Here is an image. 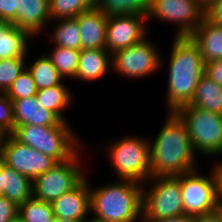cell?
Returning <instances> with one entry per match:
<instances>
[{"label":"cell","instance_id":"obj_27","mask_svg":"<svg viewBox=\"0 0 222 222\" xmlns=\"http://www.w3.org/2000/svg\"><path fill=\"white\" fill-rule=\"evenodd\" d=\"M81 50L55 46L51 55H47L63 78L75 79Z\"/></svg>","mask_w":222,"mask_h":222},{"label":"cell","instance_id":"obj_30","mask_svg":"<svg viewBox=\"0 0 222 222\" xmlns=\"http://www.w3.org/2000/svg\"><path fill=\"white\" fill-rule=\"evenodd\" d=\"M37 91L34 79L29 70L25 67L20 75L13 81L5 94L13 102L17 99L34 96Z\"/></svg>","mask_w":222,"mask_h":222},{"label":"cell","instance_id":"obj_24","mask_svg":"<svg viewBox=\"0 0 222 222\" xmlns=\"http://www.w3.org/2000/svg\"><path fill=\"white\" fill-rule=\"evenodd\" d=\"M31 73L37 90L49 88L63 83V77L58 72L47 55L39 56L31 66H26Z\"/></svg>","mask_w":222,"mask_h":222},{"label":"cell","instance_id":"obj_13","mask_svg":"<svg viewBox=\"0 0 222 222\" xmlns=\"http://www.w3.org/2000/svg\"><path fill=\"white\" fill-rule=\"evenodd\" d=\"M147 15L128 14L108 16L106 49L114 54L147 37Z\"/></svg>","mask_w":222,"mask_h":222},{"label":"cell","instance_id":"obj_38","mask_svg":"<svg viewBox=\"0 0 222 222\" xmlns=\"http://www.w3.org/2000/svg\"><path fill=\"white\" fill-rule=\"evenodd\" d=\"M194 222H222V218L216 210L208 214L195 216Z\"/></svg>","mask_w":222,"mask_h":222},{"label":"cell","instance_id":"obj_22","mask_svg":"<svg viewBox=\"0 0 222 222\" xmlns=\"http://www.w3.org/2000/svg\"><path fill=\"white\" fill-rule=\"evenodd\" d=\"M188 105L222 114V87L203 75Z\"/></svg>","mask_w":222,"mask_h":222},{"label":"cell","instance_id":"obj_29","mask_svg":"<svg viewBox=\"0 0 222 222\" xmlns=\"http://www.w3.org/2000/svg\"><path fill=\"white\" fill-rule=\"evenodd\" d=\"M18 216L24 222H48L54 217L51 203L33 196L19 206Z\"/></svg>","mask_w":222,"mask_h":222},{"label":"cell","instance_id":"obj_34","mask_svg":"<svg viewBox=\"0 0 222 222\" xmlns=\"http://www.w3.org/2000/svg\"><path fill=\"white\" fill-rule=\"evenodd\" d=\"M17 0H0V19L16 23Z\"/></svg>","mask_w":222,"mask_h":222},{"label":"cell","instance_id":"obj_16","mask_svg":"<svg viewBox=\"0 0 222 222\" xmlns=\"http://www.w3.org/2000/svg\"><path fill=\"white\" fill-rule=\"evenodd\" d=\"M49 0H17L16 23L32 37L42 32L47 22H51Z\"/></svg>","mask_w":222,"mask_h":222},{"label":"cell","instance_id":"obj_41","mask_svg":"<svg viewBox=\"0 0 222 222\" xmlns=\"http://www.w3.org/2000/svg\"><path fill=\"white\" fill-rule=\"evenodd\" d=\"M2 169H3V160L0 156V196L2 195V189H3V186L1 184V181H2Z\"/></svg>","mask_w":222,"mask_h":222},{"label":"cell","instance_id":"obj_12","mask_svg":"<svg viewBox=\"0 0 222 222\" xmlns=\"http://www.w3.org/2000/svg\"><path fill=\"white\" fill-rule=\"evenodd\" d=\"M0 156L5 165L32 181L56 164L52 158L21 143L12 134L3 136Z\"/></svg>","mask_w":222,"mask_h":222},{"label":"cell","instance_id":"obj_44","mask_svg":"<svg viewBox=\"0 0 222 222\" xmlns=\"http://www.w3.org/2000/svg\"><path fill=\"white\" fill-rule=\"evenodd\" d=\"M9 222H24L19 216Z\"/></svg>","mask_w":222,"mask_h":222},{"label":"cell","instance_id":"obj_45","mask_svg":"<svg viewBox=\"0 0 222 222\" xmlns=\"http://www.w3.org/2000/svg\"><path fill=\"white\" fill-rule=\"evenodd\" d=\"M216 210L218 211V213L220 214V216L222 218V207H217Z\"/></svg>","mask_w":222,"mask_h":222},{"label":"cell","instance_id":"obj_19","mask_svg":"<svg viewBox=\"0 0 222 222\" xmlns=\"http://www.w3.org/2000/svg\"><path fill=\"white\" fill-rule=\"evenodd\" d=\"M112 68V54L107 49L81 50L76 80L96 81Z\"/></svg>","mask_w":222,"mask_h":222},{"label":"cell","instance_id":"obj_28","mask_svg":"<svg viewBox=\"0 0 222 222\" xmlns=\"http://www.w3.org/2000/svg\"><path fill=\"white\" fill-rule=\"evenodd\" d=\"M51 21L76 18L95 6V0H49Z\"/></svg>","mask_w":222,"mask_h":222},{"label":"cell","instance_id":"obj_37","mask_svg":"<svg viewBox=\"0 0 222 222\" xmlns=\"http://www.w3.org/2000/svg\"><path fill=\"white\" fill-rule=\"evenodd\" d=\"M217 179L218 207H222V162L216 163L214 166Z\"/></svg>","mask_w":222,"mask_h":222},{"label":"cell","instance_id":"obj_8","mask_svg":"<svg viewBox=\"0 0 222 222\" xmlns=\"http://www.w3.org/2000/svg\"><path fill=\"white\" fill-rule=\"evenodd\" d=\"M79 151L69 160L56 163L32 181L33 197L52 203L75 188L86 175L80 167ZM80 163V164H79ZM82 169V170H81Z\"/></svg>","mask_w":222,"mask_h":222},{"label":"cell","instance_id":"obj_47","mask_svg":"<svg viewBox=\"0 0 222 222\" xmlns=\"http://www.w3.org/2000/svg\"><path fill=\"white\" fill-rule=\"evenodd\" d=\"M2 138H3V136L0 134V145H1Z\"/></svg>","mask_w":222,"mask_h":222},{"label":"cell","instance_id":"obj_1","mask_svg":"<svg viewBox=\"0 0 222 222\" xmlns=\"http://www.w3.org/2000/svg\"><path fill=\"white\" fill-rule=\"evenodd\" d=\"M196 156L186 124L175 111H170L150 143L151 177L178 176L198 170Z\"/></svg>","mask_w":222,"mask_h":222},{"label":"cell","instance_id":"obj_39","mask_svg":"<svg viewBox=\"0 0 222 222\" xmlns=\"http://www.w3.org/2000/svg\"><path fill=\"white\" fill-rule=\"evenodd\" d=\"M142 222H194V217L184 214L164 219L142 220Z\"/></svg>","mask_w":222,"mask_h":222},{"label":"cell","instance_id":"obj_9","mask_svg":"<svg viewBox=\"0 0 222 222\" xmlns=\"http://www.w3.org/2000/svg\"><path fill=\"white\" fill-rule=\"evenodd\" d=\"M211 175L194 170L180 175L184 213L198 216L216 211L218 207L217 179L212 167Z\"/></svg>","mask_w":222,"mask_h":222},{"label":"cell","instance_id":"obj_46","mask_svg":"<svg viewBox=\"0 0 222 222\" xmlns=\"http://www.w3.org/2000/svg\"><path fill=\"white\" fill-rule=\"evenodd\" d=\"M48 222H56V217H53V218L50 219Z\"/></svg>","mask_w":222,"mask_h":222},{"label":"cell","instance_id":"obj_26","mask_svg":"<svg viewBox=\"0 0 222 222\" xmlns=\"http://www.w3.org/2000/svg\"><path fill=\"white\" fill-rule=\"evenodd\" d=\"M95 7L105 15H147L150 0H95Z\"/></svg>","mask_w":222,"mask_h":222},{"label":"cell","instance_id":"obj_31","mask_svg":"<svg viewBox=\"0 0 222 222\" xmlns=\"http://www.w3.org/2000/svg\"><path fill=\"white\" fill-rule=\"evenodd\" d=\"M25 58L0 60V93L5 94L13 81L25 69Z\"/></svg>","mask_w":222,"mask_h":222},{"label":"cell","instance_id":"obj_33","mask_svg":"<svg viewBox=\"0 0 222 222\" xmlns=\"http://www.w3.org/2000/svg\"><path fill=\"white\" fill-rule=\"evenodd\" d=\"M19 214V206L7 199L5 196H0V222H9L15 219Z\"/></svg>","mask_w":222,"mask_h":222},{"label":"cell","instance_id":"obj_7","mask_svg":"<svg viewBox=\"0 0 222 222\" xmlns=\"http://www.w3.org/2000/svg\"><path fill=\"white\" fill-rule=\"evenodd\" d=\"M187 126L196 153L208 156L222 153V114L184 105L175 111Z\"/></svg>","mask_w":222,"mask_h":222},{"label":"cell","instance_id":"obj_25","mask_svg":"<svg viewBox=\"0 0 222 222\" xmlns=\"http://www.w3.org/2000/svg\"><path fill=\"white\" fill-rule=\"evenodd\" d=\"M50 39L54 46H60L68 49L81 50V35L78 21L75 18L58 19Z\"/></svg>","mask_w":222,"mask_h":222},{"label":"cell","instance_id":"obj_21","mask_svg":"<svg viewBox=\"0 0 222 222\" xmlns=\"http://www.w3.org/2000/svg\"><path fill=\"white\" fill-rule=\"evenodd\" d=\"M2 196L20 206L33 196L32 180L8 167L3 162Z\"/></svg>","mask_w":222,"mask_h":222},{"label":"cell","instance_id":"obj_20","mask_svg":"<svg viewBox=\"0 0 222 222\" xmlns=\"http://www.w3.org/2000/svg\"><path fill=\"white\" fill-rule=\"evenodd\" d=\"M31 37L26 30L0 19V60L26 58Z\"/></svg>","mask_w":222,"mask_h":222},{"label":"cell","instance_id":"obj_6","mask_svg":"<svg viewBox=\"0 0 222 222\" xmlns=\"http://www.w3.org/2000/svg\"><path fill=\"white\" fill-rule=\"evenodd\" d=\"M148 181H152L151 187L146 189ZM146 182L143 184L142 220H157L185 214L180 175L153 176Z\"/></svg>","mask_w":222,"mask_h":222},{"label":"cell","instance_id":"obj_10","mask_svg":"<svg viewBox=\"0 0 222 222\" xmlns=\"http://www.w3.org/2000/svg\"><path fill=\"white\" fill-rule=\"evenodd\" d=\"M205 11L197 0H150L147 20L176 23V37H189L203 21Z\"/></svg>","mask_w":222,"mask_h":222},{"label":"cell","instance_id":"obj_32","mask_svg":"<svg viewBox=\"0 0 222 222\" xmlns=\"http://www.w3.org/2000/svg\"><path fill=\"white\" fill-rule=\"evenodd\" d=\"M15 129L13 102L3 93H0V134L11 135Z\"/></svg>","mask_w":222,"mask_h":222},{"label":"cell","instance_id":"obj_36","mask_svg":"<svg viewBox=\"0 0 222 222\" xmlns=\"http://www.w3.org/2000/svg\"><path fill=\"white\" fill-rule=\"evenodd\" d=\"M205 16L218 25H222V0L213 2L205 11Z\"/></svg>","mask_w":222,"mask_h":222},{"label":"cell","instance_id":"obj_15","mask_svg":"<svg viewBox=\"0 0 222 222\" xmlns=\"http://www.w3.org/2000/svg\"><path fill=\"white\" fill-rule=\"evenodd\" d=\"M75 19L81 35V50L106 49L107 15L94 6Z\"/></svg>","mask_w":222,"mask_h":222},{"label":"cell","instance_id":"obj_11","mask_svg":"<svg viewBox=\"0 0 222 222\" xmlns=\"http://www.w3.org/2000/svg\"><path fill=\"white\" fill-rule=\"evenodd\" d=\"M147 38L112 54L113 71L130 79L143 78L158 71L163 62L157 47Z\"/></svg>","mask_w":222,"mask_h":222},{"label":"cell","instance_id":"obj_3","mask_svg":"<svg viewBox=\"0 0 222 222\" xmlns=\"http://www.w3.org/2000/svg\"><path fill=\"white\" fill-rule=\"evenodd\" d=\"M118 181L93 189L89 184L91 212L106 222H142L143 184Z\"/></svg>","mask_w":222,"mask_h":222},{"label":"cell","instance_id":"obj_17","mask_svg":"<svg viewBox=\"0 0 222 222\" xmlns=\"http://www.w3.org/2000/svg\"><path fill=\"white\" fill-rule=\"evenodd\" d=\"M15 128L21 125L57 126L62 121L45 108H39L34 96L25 97L13 101Z\"/></svg>","mask_w":222,"mask_h":222},{"label":"cell","instance_id":"obj_35","mask_svg":"<svg viewBox=\"0 0 222 222\" xmlns=\"http://www.w3.org/2000/svg\"><path fill=\"white\" fill-rule=\"evenodd\" d=\"M204 75L222 87V59L205 63Z\"/></svg>","mask_w":222,"mask_h":222},{"label":"cell","instance_id":"obj_14","mask_svg":"<svg viewBox=\"0 0 222 222\" xmlns=\"http://www.w3.org/2000/svg\"><path fill=\"white\" fill-rule=\"evenodd\" d=\"M87 177L75 188L51 203L54 217L84 221L91 213L90 189Z\"/></svg>","mask_w":222,"mask_h":222},{"label":"cell","instance_id":"obj_5","mask_svg":"<svg viewBox=\"0 0 222 222\" xmlns=\"http://www.w3.org/2000/svg\"><path fill=\"white\" fill-rule=\"evenodd\" d=\"M107 151L118 179L144 184L151 178L150 140L136 135L125 136L111 143Z\"/></svg>","mask_w":222,"mask_h":222},{"label":"cell","instance_id":"obj_42","mask_svg":"<svg viewBox=\"0 0 222 222\" xmlns=\"http://www.w3.org/2000/svg\"><path fill=\"white\" fill-rule=\"evenodd\" d=\"M84 222H106V221H104L103 219H100V218H97V217H87L85 220H84Z\"/></svg>","mask_w":222,"mask_h":222},{"label":"cell","instance_id":"obj_2","mask_svg":"<svg viewBox=\"0 0 222 222\" xmlns=\"http://www.w3.org/2000/svg\"><path fill=\"white\" fill-rule=\"evenodd\" d=\"M167 84V108L176 111L188 105L204 75L205 62L199 47L190 37H176L171 46Z\"/></svg>","mask_w":222,"mask_h":222},{"label":"cell","instance_id":"obj_43","mask_svg":"<svg viewBox=\"0 0 222 222\" xmlns=\"http://www.w3.org/2000/svg\"><path fill=\"white\" fill-rule=\"evenodd\" d=\"M56 222H84L82 220H74V219H63L56 217Z\"/></svg>","mask_w":222,"mask_h":222},{"label":"cell","instance_id":"obj_18","mask_svg":"<svg viewBox=\"0 0 222 222\" xmlns=\"http://www.w3.org/2000/svg\"><path fill=\"white\" fill-rule=\"evenodd\" d=\"M189 37L199 47L205 63L222 59V25L205 16Z\"/></svg>","mask_w":222,"mask_h":222},{"label":"cell","instance_id":"obj_23","mask_svg":"<svg viewBox=\"0 0 222 222\" xmlns=\"http://www.w3.org/2000/svg\"><path fill=\"white\" fill-rule=\"evenodd\" d=\"M39 108L52 111L61 121H66L62 110L67 109L72 103V96L67 86L63 83L57 86L38 90L35 95Z\"/></svg>","mask_w":222,"mask_h":222},{"label":"cell","instance_id":"obj_40","mask_svg":"<svg viewBox=\"0 0 222 222\" xmlns=\"http://www.w3.org/2000/svg\"><path fill=\"white\" fill-rule=\"evenodd\" d=\"M203 7L204 9H207L213 2L217 0H197Z\"/></svg>","mask_w":222,"mask_h":222},{"label":"cell","instance_id":"obj_4","mask_svg":"<svg viewBox=\"0 0 222 222\" xmlns=\"http://www.w3.org/2000/svg\"><path fill=\"white\" fill-rule=\"evenodd\" d=\"M12 135L21 143L49 156L56 163L69 160L82 149L80 145L83 147L75 132L65 121L57 126H17Z\"/></svg>","mask_w":222,"mask_h":222}]
</instances>
